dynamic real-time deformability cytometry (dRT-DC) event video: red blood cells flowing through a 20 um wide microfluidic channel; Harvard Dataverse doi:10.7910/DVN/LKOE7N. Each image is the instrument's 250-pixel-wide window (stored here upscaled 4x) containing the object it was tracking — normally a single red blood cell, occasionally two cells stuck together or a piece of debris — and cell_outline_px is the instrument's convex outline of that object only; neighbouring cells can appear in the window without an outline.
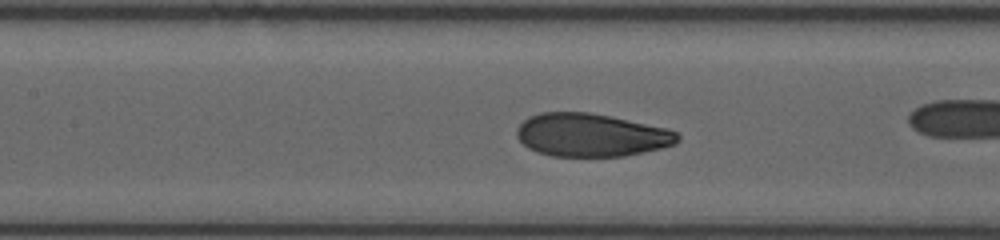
{"species": "human", "species_latin": "Homo sapiens", "temperature_condition": "room temperature", "stored_images_in_passage": 31, "camera_frame_rate_fps": 3000, "um_per_image_px": 0.085, "donor": {"sex": "female"}, "frame": {"image": 1, "passage_image": 14, "time_ms": 4.333, "image_size_px": [1000, 240], "cell_outline_px": [[680, 140], [676, 144], [644, 152], [624, 156], [552, 156], [536, 152], [528, 148], [516, 136], [516, 128], [524, 120], [540, 112], [588, 112], [668, 128], [676, 132], [680, 136]], "centroid_in_image_um": [50.25, 11.48], "position_along_channel_um": 157.2, "area_um2": 40.34}}
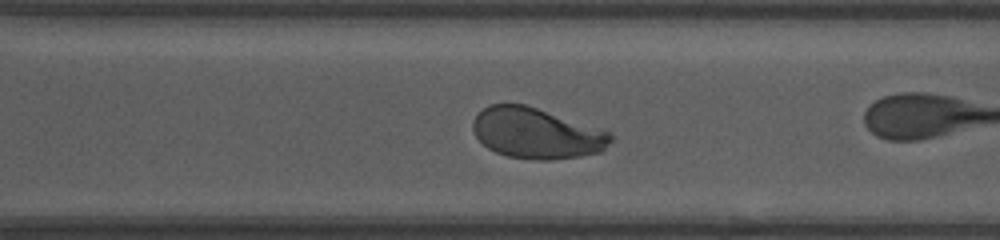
{"frame": {"image": 2, "passage_image": 27, "time_ms": 8.667, "image_size_px": [1000, 240], "cell_outline_px": [[612, 140], [600, 152], [580, 156], [552, 160], [536, 160], [508, 156], [496, 152], [488, 148], [476, 136], [472, 128], [472, 120], [488, 104], [524, 104], [612, 132]], "centroid_in_image_um": [45.6, 11.33], "position_along_channel_um": 325.0, "area_um2": 40.46}}